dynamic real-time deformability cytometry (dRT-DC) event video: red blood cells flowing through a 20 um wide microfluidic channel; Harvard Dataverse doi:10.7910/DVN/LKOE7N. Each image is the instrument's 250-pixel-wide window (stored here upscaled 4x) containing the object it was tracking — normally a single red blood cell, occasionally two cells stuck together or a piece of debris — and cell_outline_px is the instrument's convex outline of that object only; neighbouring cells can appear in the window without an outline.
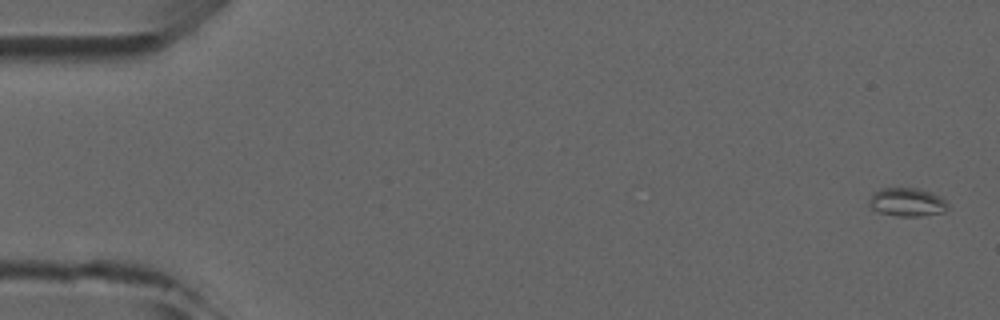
{"species": "common noctule bat (a hibernating species)", "species_latin": "Nyctalus noctula", "temperature_condition": "room temperature", "stored_images_in_passage": 7, "camera_frame_rate_fps": 3000, "um_per_image_px": 0.085, "animal": {"sex": "male", "forearm_length_mm": 52.5}, "frame": {"image": 1, "passage_image": 1, "time_ms": 0.0, "image_size_px": [1000, 320], "cell_outline_px": [[948, 208], [944, 212], [920, 216], [900, 216], [880, 212], [872, 208], [868, 204], [868, 200], [872, 192], [880, 188], [916, 188], [932, 192], [940, 196], [948, 204]], "centroid_in_image_um": [77.09, 17.17], "position_along_channel_um": 7.9, "area_um2": 13.12}}
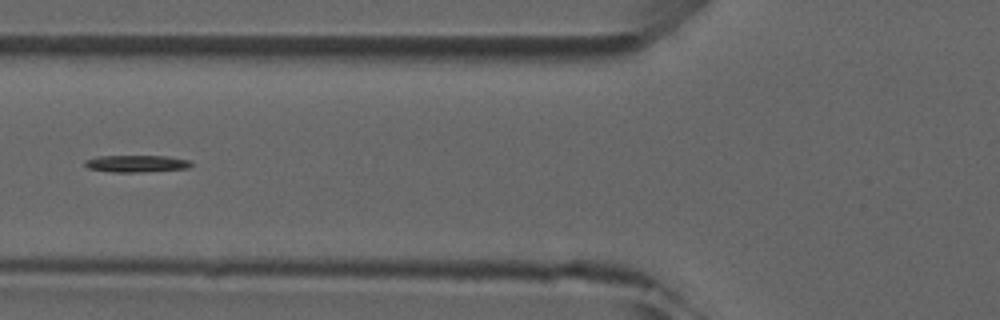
{"frame": {"image": 2, "passage_image": 6, "time_ms": 6.0, "image_size_px": [1000, 320], "cell_outline_px": [[192, 164], [188, 168], [136, 172], [116, 172], [88, 168], [84, 164], [84, 160], [96, 156], [168, 156], [192, 160]], "centroid_in_image_um": [11.61, 13.89], "position_along_channel_um": 114.2, "area_um2": 10.46}}
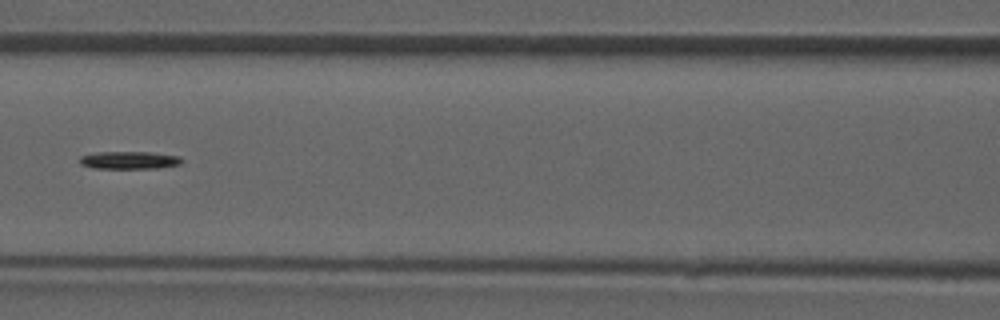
{"frame": {"image": 3, "passage_image": 7, "time_ms": 7.0, "image_size_px": [1000, 320], "cell_outline_px": [[184, 160], [180, 164], [160, 168], [92, 168], [80, 164], [80, 156], [96, 152], [152, 152], [180, 156]], "centroid_in_image_um": [11.01, 13.61], "position_along_channel_um": 155.6, "area_um2": 10.58}}